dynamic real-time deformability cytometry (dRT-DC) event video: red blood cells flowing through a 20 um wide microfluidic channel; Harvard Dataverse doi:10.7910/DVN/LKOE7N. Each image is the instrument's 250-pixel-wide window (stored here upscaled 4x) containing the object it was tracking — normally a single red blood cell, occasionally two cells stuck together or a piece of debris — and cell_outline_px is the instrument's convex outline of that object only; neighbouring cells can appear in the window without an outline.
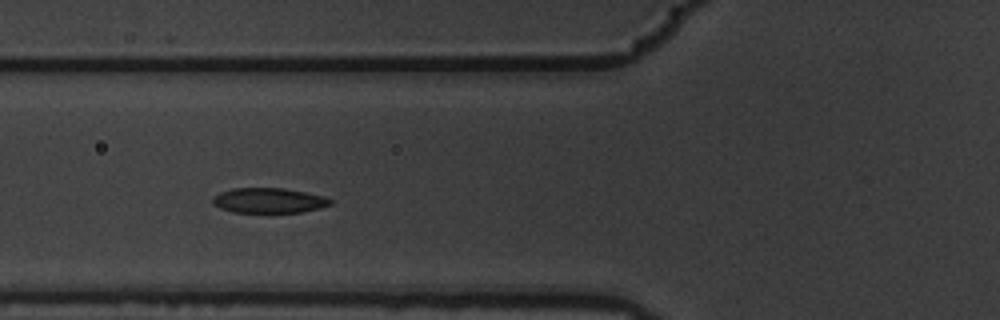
{"species": "common noctule bat (a hibernating species)", "species_latin": "Nyctalus noctula", "temperature_condition": "warm", "stored_images_in_passage": 5, "camera_frame_rate_fps": 3000, "um_per_image_px": 0.085, "animal": {"sex": "male", "body_mass_g": 19.5, "forearm_length_mm": 54.6}, "frame": {"image": 1, "passage_image": 4, "time_ms": 1.0, "image_size_px": [1000, 320], "cell_outline_px": [[332, 204], [320, 208], [300, 212], [232, 212], [220, 208], [212, 204], [212, 196], [220, 192], [232, 188], [284, 188], [324, 196], [332, 200]], "centroid_in_image_um": [22.81, 17.03], "position_along_channel_um": 103.0, "area_um2": 17.22}}
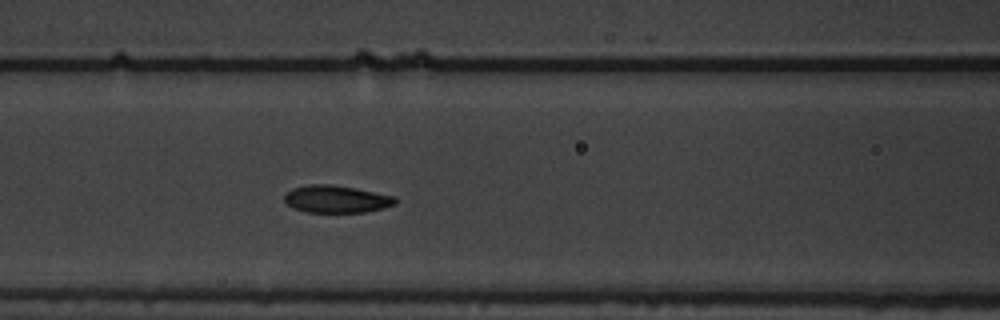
{"frame": {"image": 2, "passage_image": 5, "time_ms": 1.333, "image_size_px": [1000, 320], "cell_outline_px": [[396, 204], [384, 208], [364, 212], [308, 212], [296, 208], [288, 204], [284, 200], [284, 196], [292, 188], [308, 184], [332, 184], [356, 188], [396, 196]], "centroid_in_image_um": [28.62, 16.91], "position_along_channel_um": 138.0, "area_um2": 17.69}}